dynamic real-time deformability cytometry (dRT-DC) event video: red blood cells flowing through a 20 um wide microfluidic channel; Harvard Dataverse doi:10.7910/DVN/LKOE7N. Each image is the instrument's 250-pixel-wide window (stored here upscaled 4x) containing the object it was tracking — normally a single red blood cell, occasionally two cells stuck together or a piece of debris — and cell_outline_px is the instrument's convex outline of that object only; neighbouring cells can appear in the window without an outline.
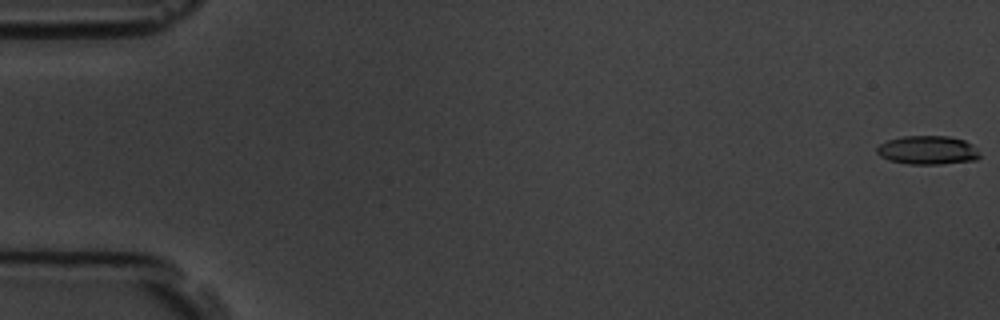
{"species": "common noctule bat (a hibernating species)", "species_latin": "Nyctalus noctula", "temperature_condition": "room temperature", "stored_images_in_passage": 5, "camera_frame_rate_fps": 3000, "um_per_image_px": 0.085, "animal": {"sex": "male", "body_mass_g": 19.5, "forearm_length_mm": 54.6}, "frame": {"image": 1, "passage_image": 1, "time_ms": 0.0, "image_size_px": [1000, 320], "cell_outline_px": [[980, 156], [976, 160], [940, 164], [908, 164], [888, 160], [880, 156], [876, 152], [876, 148], [880, 144], [888, 140], [904, 136], [948, 136], [964, 140], [972, 144]], "centroid_in_image_um": [78.83, 12.76], "position_along_channel_um": 6.2, "area_um2": 17.17}}
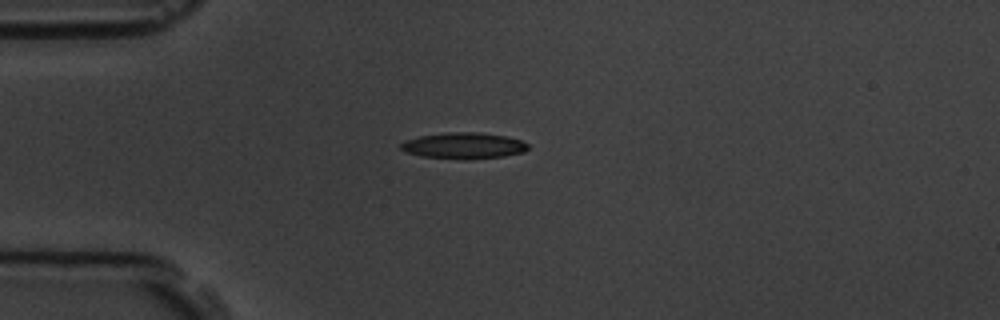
{"frame": {"image": 2, "passage_image": 5, "time_ms": 4.667, "image_size_px": [1000, 320], "cell_outline_px": [[528, 148], [524, 152], [504, 156], [420, 156], [404, 152], [400, 148], [400, 144], [404, 140], [420, 136], [448, 132], [476, 132], [508, 136], [520, 140], [528, 144]], "centroid_in_image_um": [39.39, 12.32], "position_along_channel_um": 45.6, "area_um2": 18.38}}